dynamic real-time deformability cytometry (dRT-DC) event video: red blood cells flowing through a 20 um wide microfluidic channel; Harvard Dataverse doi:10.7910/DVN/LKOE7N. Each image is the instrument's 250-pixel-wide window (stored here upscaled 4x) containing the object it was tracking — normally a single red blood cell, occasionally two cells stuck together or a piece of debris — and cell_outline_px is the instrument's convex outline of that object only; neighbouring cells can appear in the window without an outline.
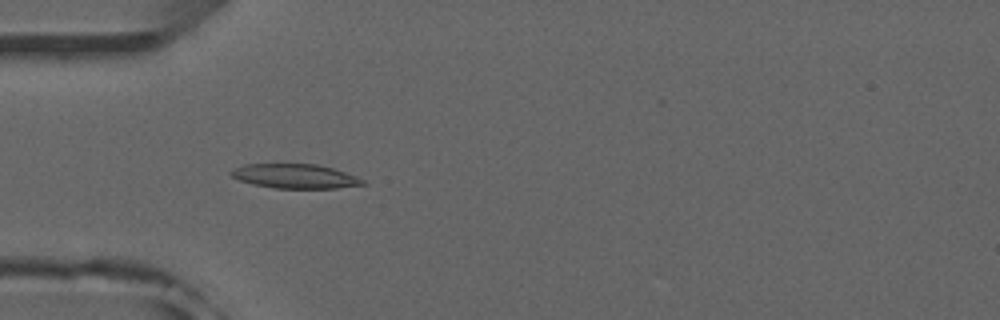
{"species": "common noctule bat (a hibernating species)", "species_latin": "Nyctalus noctula", "temperature_condition": "room temperature", "stored_images_in_passage": 52, "camera_frame_rate_fps": 3000, "um_per_image_px": 0.085, "animal": {"sex": "male", "forearm_length_mm": 52.5}, "frame": {"image": 1, "passage_image": 15, "time_ms": 4.667, "image_size_px": [1000, 320], "cell_outline_px": [[368, 184], [336, 188], [276, 188], [252, 184], [240, 180], [232, 176], [228, 172], [244, 164], [316, 164], [332, 168], [356, 176], [364, 180]], "centroid_in_image_um": [25.09, 14.98], "position_along_channel_um": 59.9, "area_um2": 18.55}}
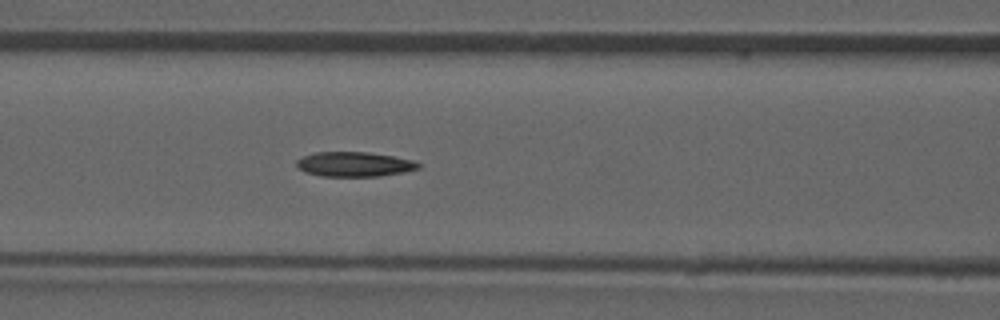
{"frame": {"image": 2, "passage_image": 21, "time_ms": 6.667, "image_size_px": [1000, 320], "cell_outline_px": [[420, 168], [404, 172], [380, 176], [320, 176], [304, 172], [296, 168], [296, 160], [304, 156], [316, 152], [368, 152], [392, 156], [412, 160], [420, 164]], "centroid_in_image_um": [30.08, 13.96], "position_along_channel_um": 136.5, "area_um2": 17.57}}
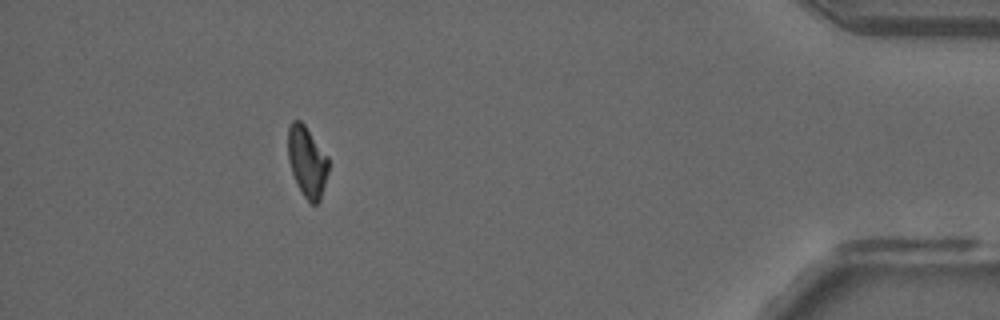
{"frame": {"image": 3, "passage_image": 46, "time_ms": 15.0, "image_size_px": [1000, 320], "cell_outline_px": [[328, 172], [320, 200], [316, 204], [312, 204], [304, 196], [296, 184], [288, 160], [288, 124], [292, 120], [300, 120], [304, 124], [328, 156]], "centroid_in_image_um": [26.09, 13.72], "position_along_channel_um": 409.1, "area_um2": 16.7}, "authors_computed_cell_mechanics": {"area_um2": 17.918, "velocity_mm_per_s": 3.9604, "shape_relaxation_time_tau1_ms": null, "shape_relaxation_time_tau2_ms": 9.8786, "deformation_change_tau1": null, "deformation_change_tau2": 0.1828}}